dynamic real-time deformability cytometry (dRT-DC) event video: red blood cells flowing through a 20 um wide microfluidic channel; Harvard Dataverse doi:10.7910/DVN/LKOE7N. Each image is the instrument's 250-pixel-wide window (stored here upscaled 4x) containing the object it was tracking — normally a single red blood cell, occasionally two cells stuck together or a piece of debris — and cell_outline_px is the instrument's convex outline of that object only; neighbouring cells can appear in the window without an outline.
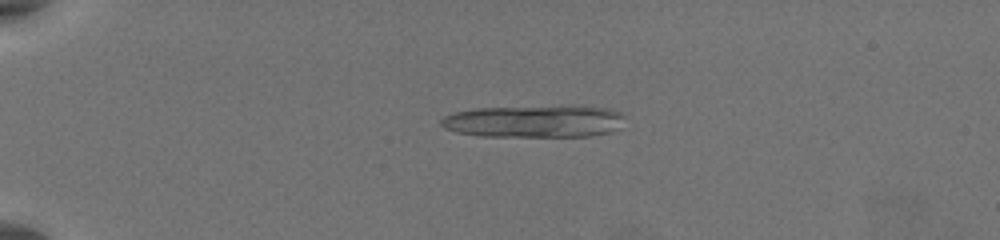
{"species": "common noctule bat (a hibernating species)", "species_latin": "Nyctalus noctula", "temperature_condition": "warm", "stored_images_in_passage": 57, "segment_of_instrument_passage": [1, 2], "camera_frame_rate_fps": 3000, "um_per_image_px": 0.085, "animal": {"sex": "female", "body_mass_g": 19.5, "forearm_length_mm": 54.1}, "frame": {"image": 1, "passage_image": 15, "time_ms": 4.667, "image_size_px": [1000, 240], "cell_outline_px": [[624, 116], [616, 128], [608, 132], [588, 136], [480, 136], [456, 132], [444, 128], [440, 124], [440, 120], [444, 116], [456, 112], [476, 108], [572, 104], [608, 108], [620, 112]], "centroid_in_image_um": [45.39, 10.28], "position_along_channel_um": 39.6, "area_um2": 35.08}}